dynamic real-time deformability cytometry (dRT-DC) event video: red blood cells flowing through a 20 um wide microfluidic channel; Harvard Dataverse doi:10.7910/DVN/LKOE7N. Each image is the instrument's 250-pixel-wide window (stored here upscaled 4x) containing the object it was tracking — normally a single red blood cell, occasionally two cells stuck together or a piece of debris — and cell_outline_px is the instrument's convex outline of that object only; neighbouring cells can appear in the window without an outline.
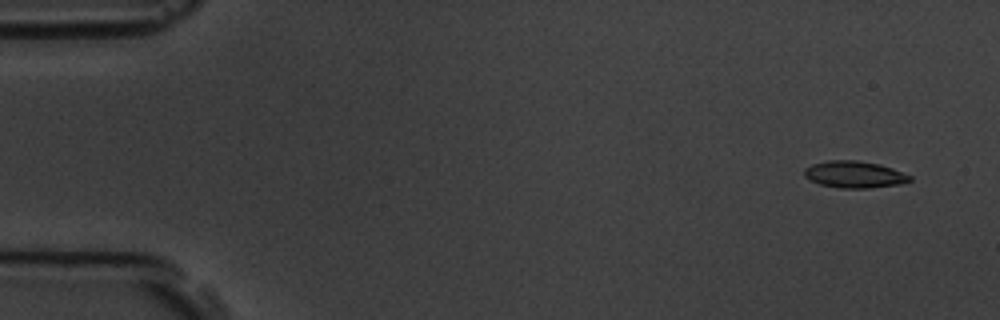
{"species": "common noctule bat (a hibernating species)", "species_latin": "Nyctalus noctula", "temperature_condition": "room temperature", "stored_images_in_passage": 5, "camera_frame_rate_fps": 3000, "um_per_image_px": 0.085, "animal": {"sex": "male", "body_mass_g": 19.5, "forearm_length_mm": 54.6}, "frame": {"image": 1, "passage_image": 1, "time_ms": 0.0, "image_size_px": [1000, 320], "cell_outline_px": [[912, 180], [896, 184], [868, 188], [840, 188], [820, 184], [804, 176], [804, 168], [812, 164], [828, 160], [856, 160], [880, 164], [892, 168], [912, 176]], "centroid_in_image_um": [72.61, 14.82], "position_along_channel_um": 12.4, "area_um2": 16.36}}
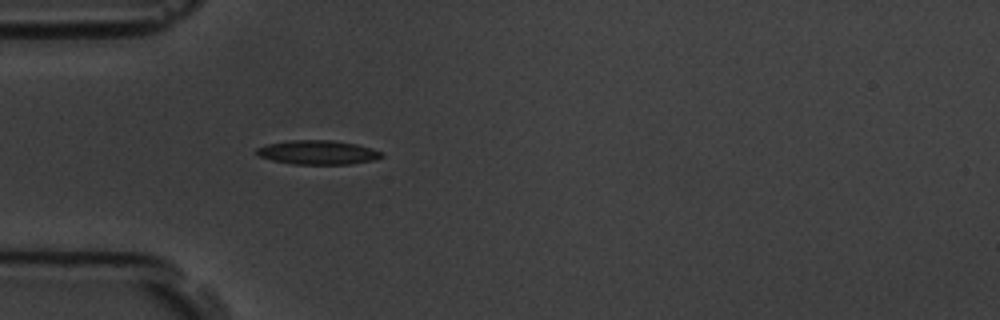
{"frame": {"image": 2, "passage_image": 5, "time_ms": 4.333, "image_size_px": [1000, 320], "cell_outline_px": [[384, 156], [372, 160], [352, 164], [292, 164], [272, 160], [260, 156], [256, 152], [256, 148], [268, 144], [288, 140], [332, 140], [356, 144], [372, 148], [384, 152]], "centroid_in_image_um": [27.04, 12.95], "position_along_channel_um": 58.0, "area_um2": 17.57}}